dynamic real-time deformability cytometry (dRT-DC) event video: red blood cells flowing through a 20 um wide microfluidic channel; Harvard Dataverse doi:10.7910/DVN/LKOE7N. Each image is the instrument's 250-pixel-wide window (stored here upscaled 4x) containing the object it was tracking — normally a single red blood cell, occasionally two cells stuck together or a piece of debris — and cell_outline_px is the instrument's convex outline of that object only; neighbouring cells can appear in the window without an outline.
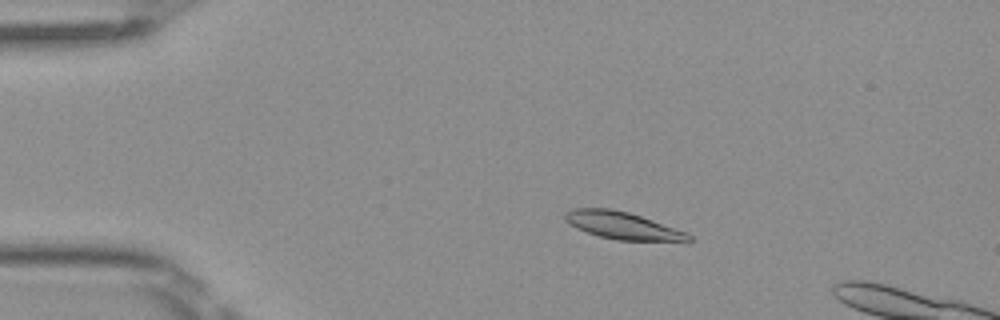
{"species": "Egyptian fruit bat (a non-hibernating species)", "species_latin": "Rousettus aegyptiacus", "temperature_condition": "room temperature", "stored_images_in_passage": 7, "camera_frame_rate_fps": 3000, "um_per_image_px": 0.085, "frame": {"image": 1, "passage_image": 3, "time_ms": 0.667, "image_size_px": [1000, 320], "cell_outline_px": [[692, 240], [688, 244], [616, 240], [600, 236], [576, 228], [568, 224], [564, 220], [564, 212], [572, 208], [612, 208], [628, 212], [652, 220], [684, 232], [692, 236]], "centroid_in_image_um": [52.99, 19.22], "position_along_channel_um": 32.0, "area_um2": 20.35}}
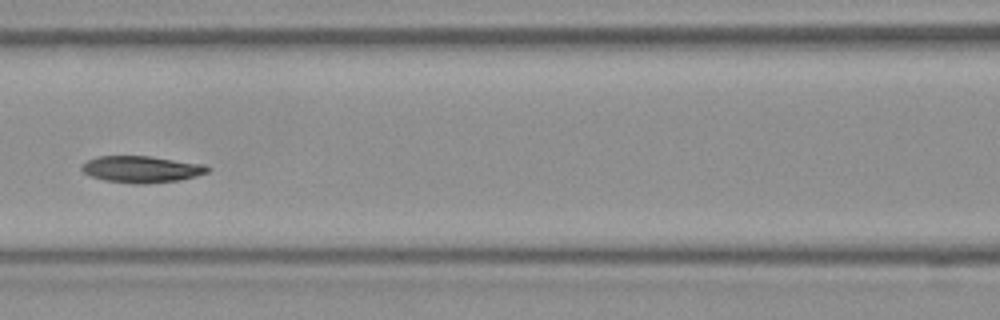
{"frame": {"image": 2, "passage_image": 6, "time_ms": 1.667, "image_size_px": [1000, 320], "cell_outline_px": [[212, 168], [208, 172], [196, 176], [180, 180], [144, 184], [132, 184], [104, 180], [92, 176], [84, 172], [80, 168], [80, 164], [96, 156], [148, 156], [204, 164]], "centroid_in_image_um": [12.02, 14.39], "position_along_channel_um": 154.6, "area_um2": 19.65}}
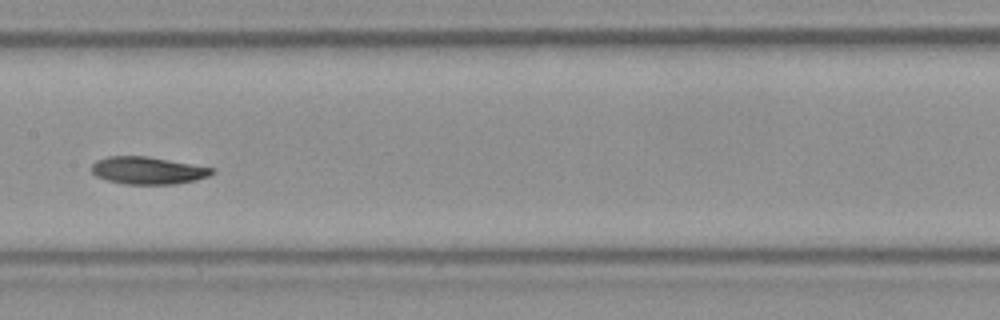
{"frame": {"image": 3, "passage_image": 7, "time_ms": 2.0, "image_size_px": [1000, 320], "cell_outline_px": [[216, 172], [208, 176], [196, 180], [172, 184], [124, 184], [108, 180], [96, 176], [92, 172], [92, 164], [96, 160], [108, 156], [148, 156], [216, 168]], "centroid_in_image_um": [12.59, 14.48], "position_along_channel_um": 194.8, "area_um2": 19.31}}